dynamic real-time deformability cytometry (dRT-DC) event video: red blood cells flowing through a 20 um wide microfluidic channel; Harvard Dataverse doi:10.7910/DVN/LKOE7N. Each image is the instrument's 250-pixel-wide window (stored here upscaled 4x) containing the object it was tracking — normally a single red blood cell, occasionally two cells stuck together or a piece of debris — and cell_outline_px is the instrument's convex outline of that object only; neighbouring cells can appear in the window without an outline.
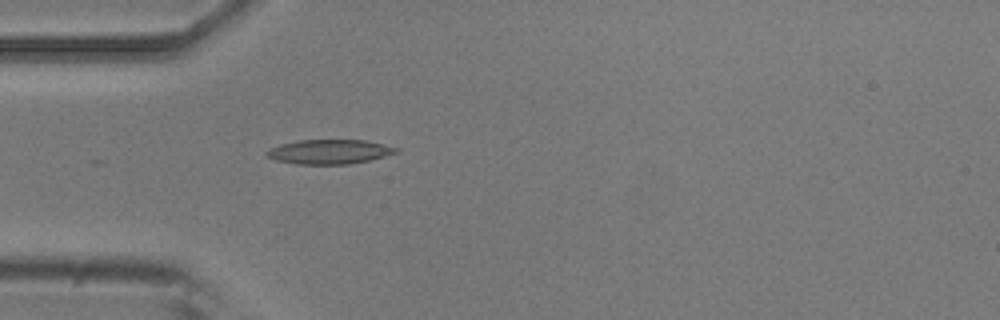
{"species": "common noctule bat (a hibernating species)", "species_latin": "Nyctalus noctula", "temperature_condition": "room temperature", "stored_images_in_passage": 4, "camera_frame_rate_fps": 3000, "um_per_image_px": 0.085, "animal": {"sex": "male", "body_mass_g": 20.5, "forearm_length_mm": 52.5}, "frame": {"image": 1, "passage_image": 4, "time_ms": 4.0, "image_size_px": [1000, 320], "cell_outline_px": [[400, 152], [368, 160], [348, 164], [296, 164], [276, 160], [268, 156], [264, 152], [268, 148], [280, 144], [296, 140], [364, 140], [400, 148]], "centroid_in_image_um": [27.98, 12.89], "position_along_channel_um": 57.0, "area_um2": 18.44}}